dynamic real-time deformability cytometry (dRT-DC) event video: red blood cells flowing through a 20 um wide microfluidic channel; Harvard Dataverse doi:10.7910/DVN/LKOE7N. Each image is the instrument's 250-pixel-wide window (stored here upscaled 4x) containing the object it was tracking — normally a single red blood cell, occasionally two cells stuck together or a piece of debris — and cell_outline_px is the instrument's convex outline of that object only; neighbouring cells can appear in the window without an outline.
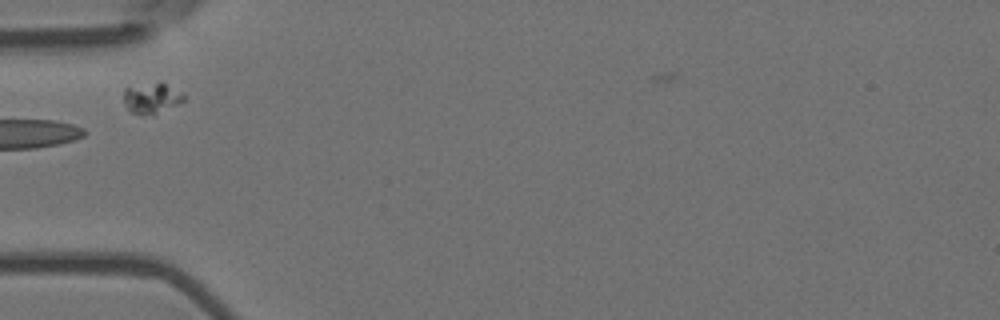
{"species": "Egyptian fruit bat (a non-hibernating species)", "species_latin": "Rousettus aegyptiacus", "temperature_condition": "room temperature", "stored_images_in_passage": 8, "camera_frame_rate_fps": 3000, "um_per_image_px": 0.085, "animal": {"sex": "female"}, "frame": {"image": 1, "passage_image": 5, "time_ms": 1.333, "image_size_px": [1000, 320], "cell_outline_px": [[188, 96], [184, 100], [152, 116], [140, 116], [132, 112], [124, 104], [124, 88], [156, 84], [164, 84], [184, 92]], "centroid_in_image_um": [12.91, 8.4], "position_along_channel_um": 72.1, "area_um2": 10.52}}
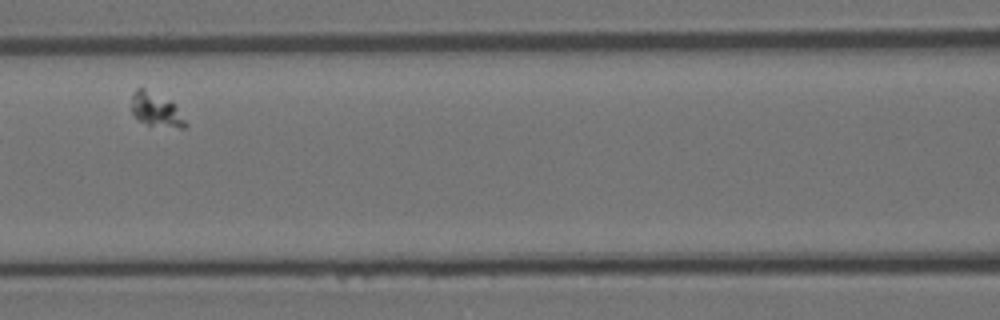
{"frame": {"image": 2, "passage_image": 7, "time_ms": 2.0, "image_size_px": [1000, 320], "cell_outline_px": [[188, 124], [184, 128], [180, 128], [148, 124], [140, 120], [132, 112], [132, 92], [136, 88], [144, 88], [172, 100], [176, 104]], "centroid_in_image_um": [13.31, 9.3], "position_along_channel_um": 153.3, "area_um2": 10.69}}
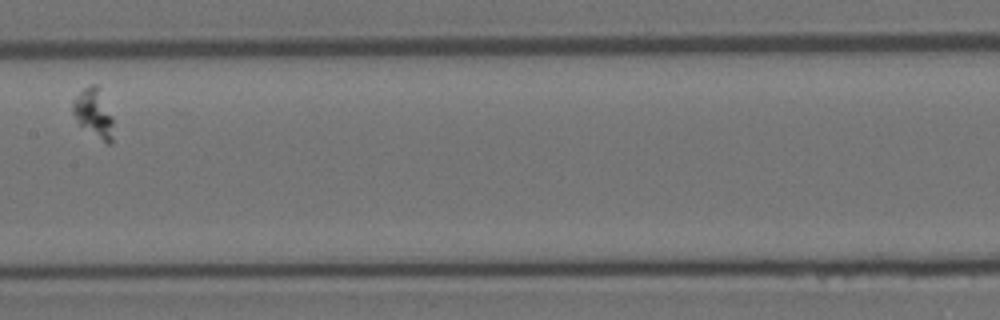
{"frame": {"image": 3, "passage_image": 8, "time_ms": 2.333, "image_size_px": [1000, 320], "cell_outline_px": [[112, 144], [108, 144], [80, 124], [72, 112], [72, 104], [76, 96], [84, 88], [92, 84], [96, 84], [112, 116]], "centroid_in_image_um": [7.96, 9.6], "position_along_channel_um": 199.4, "area_um2": 10.92}}